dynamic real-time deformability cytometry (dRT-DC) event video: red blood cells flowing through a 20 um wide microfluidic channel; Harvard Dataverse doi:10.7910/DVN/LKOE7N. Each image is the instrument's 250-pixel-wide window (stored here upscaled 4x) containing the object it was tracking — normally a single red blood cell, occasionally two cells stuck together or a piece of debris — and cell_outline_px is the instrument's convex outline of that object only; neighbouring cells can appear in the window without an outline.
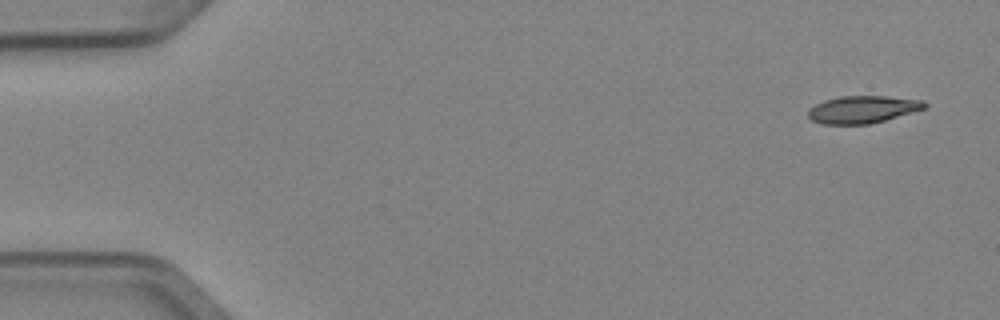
{"species": "Egyptian fruit bat (a non-hibernating species)", "species_latin": "Rousettus aegyptiacus", "temperature_condition": "cold", "stored_images_in_passage": 6, "camera_frame_rate_fps": 3000, "um_per_image_px": 0.085, "animal": {"sex": "female"}, "frame": {"image": 1, "passage_image": 1, "time_ms": 0.0, "image_size_px": [1000, 320], "cell_outline_px": [[928, 104], [924, 108], [912, 112], [884, 120], [868, 124], [824, 124], [812, 120], [808, 116], [808, 108], [824, 100], [840, 96], [884, 96], [924, 100]], "centroid_in_image_um": [73.3, 9.29], "position_along_channel_um": 11.7, "area_um2": 18.44}}
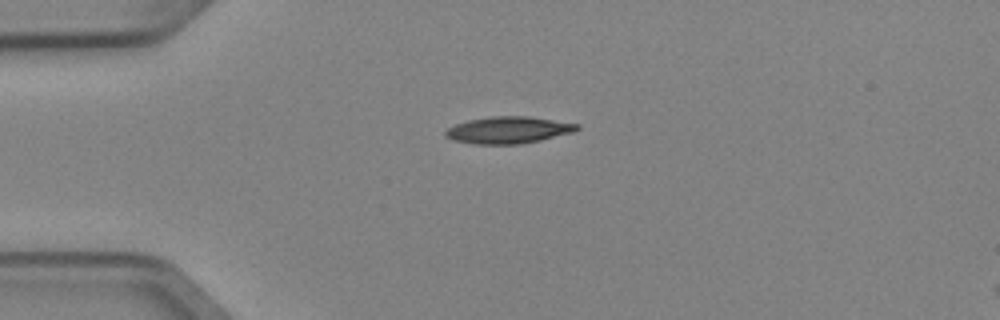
{"frame": {"image": 2, "passage_image": 4, "time_ms": 1.0, "image_size_px": [1000, 320], "cell_outline_px": [[580, 128], [572, 132], [540, 140], [520, 144], [476, 144], [452, 140], [444, 136], [444, 132], [448, 128], [456, 124], [468, 120], [492, 116], [528, 116], [580, 124]], "centroid_in_image_um": [43.19, 11.05], "position_along_channel_um": 41.8, "area_um2": 20.52}}
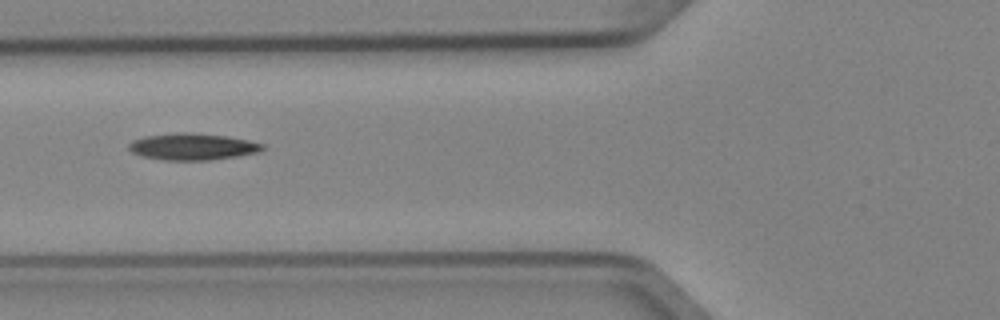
{"frame": {"image": 3, "passage_image": 6, "time_ms": 1.667, "image_size_px": [1000, 320], "cell_outline_px": [[264, 148], [260, 152], [236, 156], [208, 160], [164, 160], [144, 156], [132, 152], [128, 148], [128, 144], [132, 140], [144, 136], [176, 132], [192, 132], [228, 136], [248, 140], [264, 144]], "centroid_in_image_um": [16.36, 12.45], "position_along_channel_um": 109.4, "area_um2": 20.87}}